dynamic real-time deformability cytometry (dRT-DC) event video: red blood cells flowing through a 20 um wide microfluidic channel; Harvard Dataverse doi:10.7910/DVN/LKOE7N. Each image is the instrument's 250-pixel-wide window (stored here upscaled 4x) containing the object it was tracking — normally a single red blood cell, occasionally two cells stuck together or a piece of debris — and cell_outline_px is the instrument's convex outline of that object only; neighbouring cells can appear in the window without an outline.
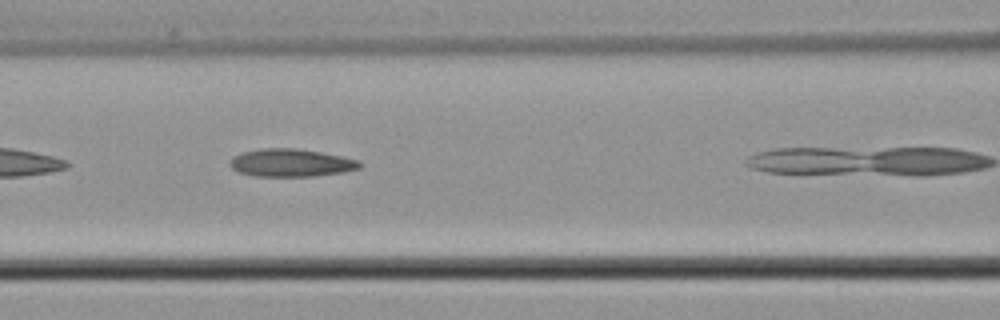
{"species": "common noctule bat (a hibernating species)", "species_latin": "Nyctalus noctula", "temperature_condition": "cold", "stored_images_in_passage": 6, "camera_frame_rate_fps": 3000, "um_per_image_px": 0.085, "animal": {"sex": "male", "body_mass_g": 21.5, "forearm_length_mm": 52.0}, "frame": {"image": 1, "passage_image": 3, "time_ms": 0.667, "image_size_px": [1000, 320], "cell_outline_px": [[360, 168], [344, 172], [312, 176], [256, 176], [240, 172], [232, 168], [228, 164], [232, 156], [244, 152], [260, 148], [296, 148], [320, 152], [360, 160]], "centroid_in_image_um": [24.72, 13.83], "position_along_channel_um": 141.9, "area_um2": 20.92}}